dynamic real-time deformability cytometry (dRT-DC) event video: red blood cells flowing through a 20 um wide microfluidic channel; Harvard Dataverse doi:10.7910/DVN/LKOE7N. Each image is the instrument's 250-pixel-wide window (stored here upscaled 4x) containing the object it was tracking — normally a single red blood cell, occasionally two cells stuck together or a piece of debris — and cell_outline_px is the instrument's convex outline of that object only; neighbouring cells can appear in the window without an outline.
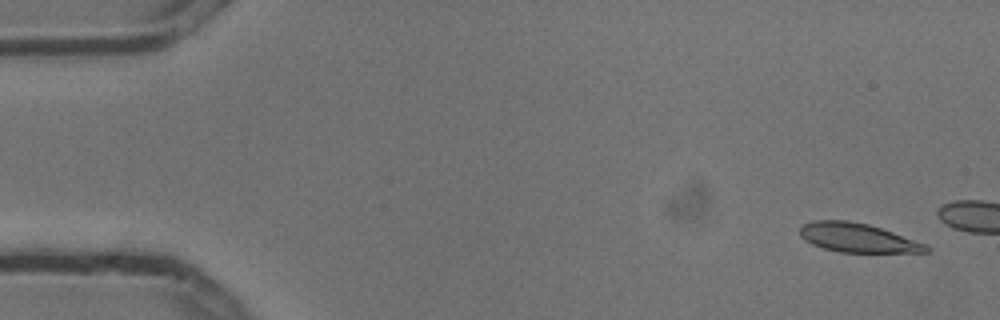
{"species": "common noctule bat (a hibernating species)", "species_latin": "Nyctalus noctula", "temperature_condition": "cold", "stored_images_in_passage": 4, "camera_frame_rate_fps": 3000, "um_per_image_px": 0.085, "animal": {"sex": "male", "body_mass_g": 13.3}, "frame": {"image": 1, "passage_image": 1, "time_ms": 0.0, "image_size_px": [1000, 320], "cell_outline_px": [[932, 248], [928, 252], [840, 252], [824, 248], [812, 244], [804, 240], [800, 236], [800, 228], [804, 224], [812, 220], [848, 220], [868, 224], [928, 244]], "centroid_in_image_um": [72.91, 20.21], "position_along_channel_um": 12.1, "area_um2": 21.33}}